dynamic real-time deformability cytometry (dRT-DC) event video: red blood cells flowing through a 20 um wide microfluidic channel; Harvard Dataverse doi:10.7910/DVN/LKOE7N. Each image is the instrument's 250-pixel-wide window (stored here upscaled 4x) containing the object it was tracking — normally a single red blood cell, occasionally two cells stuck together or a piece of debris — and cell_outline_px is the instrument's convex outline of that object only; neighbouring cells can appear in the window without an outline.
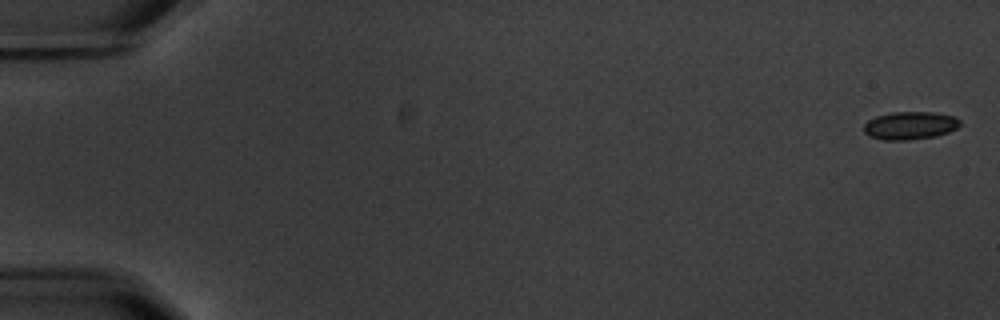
{"species": "common noctule bat (a hibernating species)", "species_latin": "Nyctalus noctula", "temperature_condition": "warm", "stored_images_in_passage": 7, "camera_frame_rate_fps": 3000, "um_per_image_px": 0.085, "animal": {"sex": "male", "body_mass_g": 20.1, "forearm_length_mm": 53.5}, "frame": {"image": 1, "passage_image": 1, "time_ms": 0.0, "image_size_px": [1000, 320], "cell_outline_px": [[960, 124], [956, 128], [948, 132], [936, 136], [908, 140], [884, 140], [868, 136], [864, 132], [864, 124], [868, 120], [876, 116], [892, 112], [936, 112], [956, 116], [960, 120]], "centroid_in_image_um": [77.35, 10.66], "position_along_channel_um": 7.6, "area_um2": 15.78}}
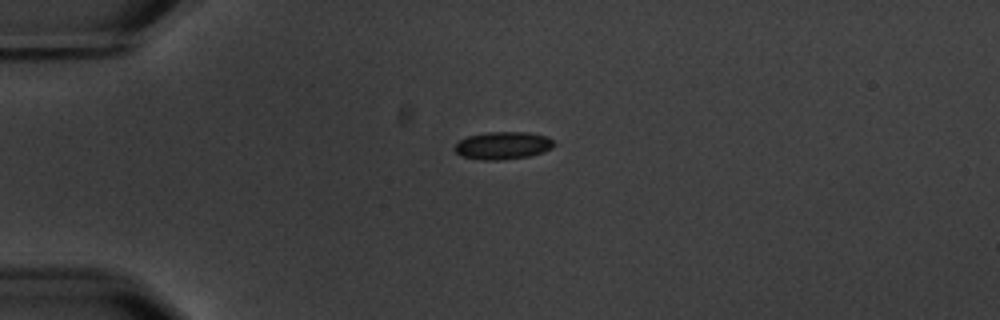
{"frame": {"image": 2, "passage_image": 5, "time_ms": 4.667, "image_size_px": [1000, 320], "cell_outline_px": [[556, 144], [552, 148], [544, 152], [528, 156], [496, 160], [480, 160], [460, 156], [452, 148], [460, 140], [468, 136], [488, 132], [528, 132], [548, 136]], "centroid_in_image_um": [42.74, 12.36], "position_along_channel_um": 42.3, "area_um2": 16.07}}